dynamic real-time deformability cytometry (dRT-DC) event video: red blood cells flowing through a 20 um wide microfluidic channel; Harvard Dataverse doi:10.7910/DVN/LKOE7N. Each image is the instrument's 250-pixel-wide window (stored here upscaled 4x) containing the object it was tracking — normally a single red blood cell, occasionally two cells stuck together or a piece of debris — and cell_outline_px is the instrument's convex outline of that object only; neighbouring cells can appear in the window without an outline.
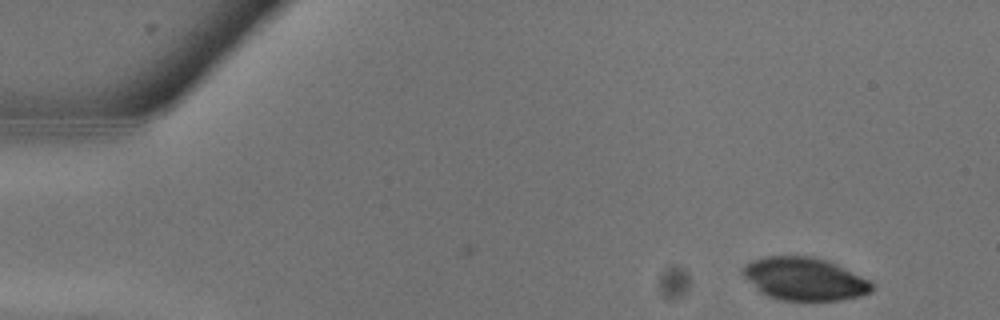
{"species": "common noctule bat (a hibernating species)", "species_latin": "Nyctalus noctula", "temperature_condition": "warm", "stored_images_in_passage": 10, "camera_frame_rate_fps": 3000, "um_per_image_px": 0.085, "animal": {"sex": "male", "body_mass_g": 13.3}, "frame": {"image": 1, "passage_image": 1, "time_ms": 0.0, "image_size_px": [1000, 320], "cell_outline_px": [[876, 288], [872, 292], [860, 296], [840, 300], [780, 300], [768, 296], [760, 292], [740, 272], [740, 268], [752, 260], [768, 256], [816, 256], [828, 260], [868, 280]], "centroid_in_image_um": [68.37, 23.7], "position_along_channel_um": 16.6, "area_um2": 32.25}}